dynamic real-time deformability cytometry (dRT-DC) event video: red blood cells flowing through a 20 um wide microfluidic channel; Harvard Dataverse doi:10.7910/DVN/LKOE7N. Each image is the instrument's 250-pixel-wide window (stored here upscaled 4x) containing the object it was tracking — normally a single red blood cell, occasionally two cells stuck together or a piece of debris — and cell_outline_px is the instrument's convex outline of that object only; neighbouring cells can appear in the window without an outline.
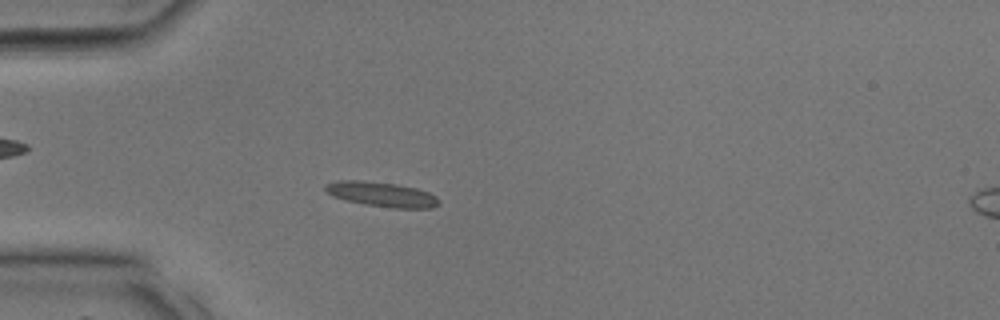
{"species": "common noctule bat (a hibernating species)", "species_latin": "Nyctalus noctula", "temperature_condition": "room temperature", "stored_images_in_passage": 34, "camera_frame_rate_fps": 3000, "um_per_image_px": 0.085, "animal": {"sex": "male", "body_mass_g": 17.9, "forearm_length_mm": 54.2}, "frame": {"image": 1, "passage_image": 9, "time_ms": 2.667, "image_size_px": [1000, 320], "cell_outline_px": [[440, 204], [432, 208], [396, 208], [364, 204], [344, 200], [332, 196], [324, 188], [324, 184], [336, 180], [364, 180], [396, 184], [416, 188], [428, 192], [436, 196], [440, 200]], "centroid_in_image_um": [32.43, 16.51], "position_along_channel_um": 52.6, "area_um2": 16.53}}
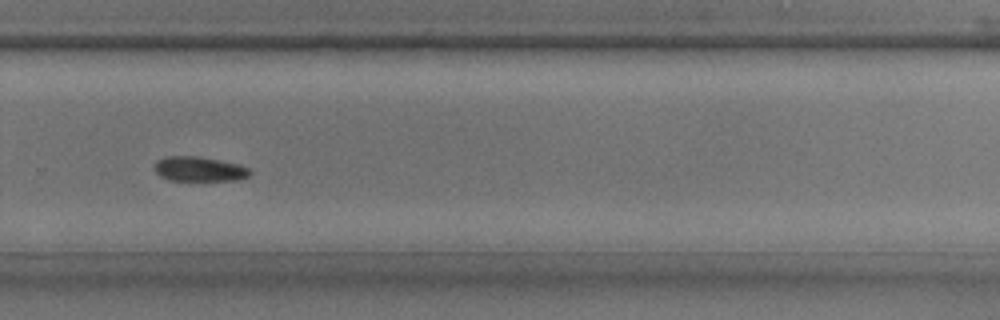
{"frame": {"image": 2, "passage_image": 23, "time_ms": 7.333, "image_size_px": [1000, 320], "cell_outline_px": [[252, 172], [248, 176], [232, 180], [168, 180], [160, 176], [156, 172], [156, 160], [168, 156], [196, 156], [240, 164], [248, 168]], "centroid_in_image_um": [16.93, 14.36], "position_along_channel_um": 312.9, "area_um2": 13.53}}
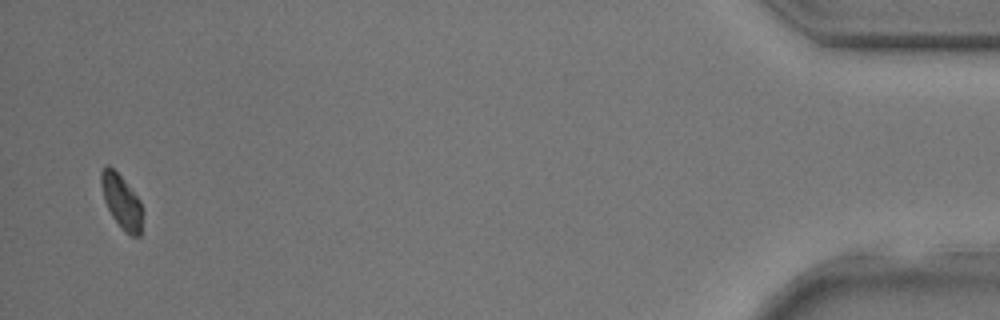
{"frame": {"image": 3, "passage_image": 33, "time_ms": 10.667, "image_size_px": [1000, 320], "cell_outline_px": [[144, 212], [140, 236], [132, 236], [124, 232], [120, 228], [112, 216], [104, 200], [100, 184], [100, 172], [108, 164], [120, 176], [140, 200]], "centroid_in_image_um": [10.35, 17.18], "position_along_channel_um": 424.9, "area_um2": 13.12}}